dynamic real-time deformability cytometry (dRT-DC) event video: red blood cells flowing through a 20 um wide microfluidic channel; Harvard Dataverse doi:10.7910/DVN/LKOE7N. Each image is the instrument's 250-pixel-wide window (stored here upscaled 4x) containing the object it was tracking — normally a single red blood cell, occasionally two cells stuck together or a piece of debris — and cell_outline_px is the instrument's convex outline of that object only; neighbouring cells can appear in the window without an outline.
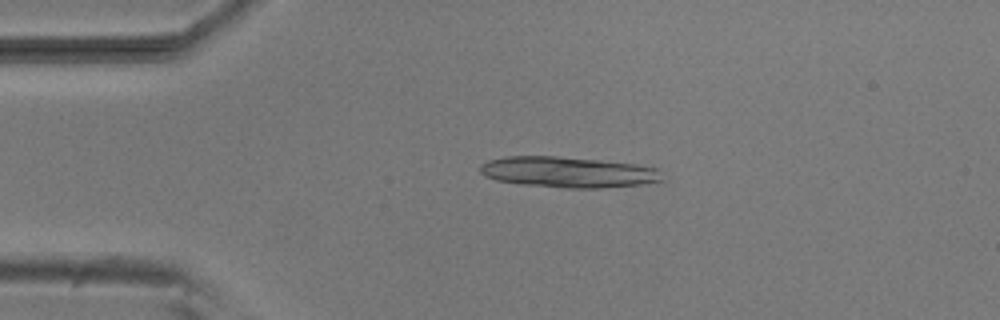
{"species": "common noctule bat (a hibernating species)", "species_latin": "Nyctalus noctula", "temperature_condition": "room temperature", "stored_images_in_passage": 2, "camera_frame_rate_fps": 3000, "um_per_image_px": 0.085, "animal": {"sex": "male", "body_mass_g": 20.5, "forearm_length_mm": 52.5}, "frame": {"image": 1, "passage_image": 1, "time_ms": 0.0, "image_size_px": [1000, 320], "cell_outline_px": [[664, 180], [640, 184], [604, 188], [564, 188], [520, 184], [496, 180], [484, 176], [480, 172], [480, 164], [488, 160], [508, 156], [556, 156], [636, 164], [656, 168]], "centroid_in_image_um": [48.24, 14.63], "position_along_channel_um": 36.8, "area_um2": 32.6}}